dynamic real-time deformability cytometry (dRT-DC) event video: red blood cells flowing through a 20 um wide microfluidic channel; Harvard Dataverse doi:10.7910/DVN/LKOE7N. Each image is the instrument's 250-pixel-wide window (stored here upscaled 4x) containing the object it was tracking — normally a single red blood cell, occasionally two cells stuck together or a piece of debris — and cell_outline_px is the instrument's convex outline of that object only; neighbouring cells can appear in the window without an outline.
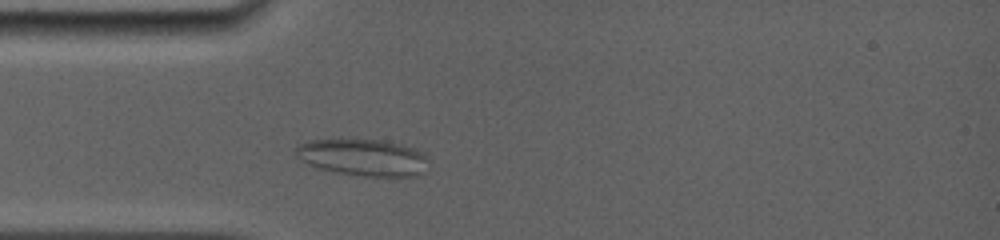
{"species": "common noctule bat (a hibernating species)", "species_latin": "Nyctalus noctula", "temperature_condition": "room temperature", "stored_images_in_passage": 42, "camera_frame_rate_fps": 5000, "um_per_image_px": 0.085, "animal": {"sex": "female", "body_mass_g": 19.0, "forearm_length_mm": 56.7}, "frame": {"image": 1, "passage_image": 6, "time_ms": 1.6, "image_size_px": [1000, 240], "cell_outline_px": [[424, 172], [416, 176], [364, 176], [336, 172], [320, 168], [308, 164], [300, 160], [296, 156], [296, 148], [300, 144], [312, 140], [384, 140], [400, 144], [424, 152]], "centroid_in_image_um": [30.84, 13.38], "position_along_channel_um": 54.2, "area_um2": 27.92}}
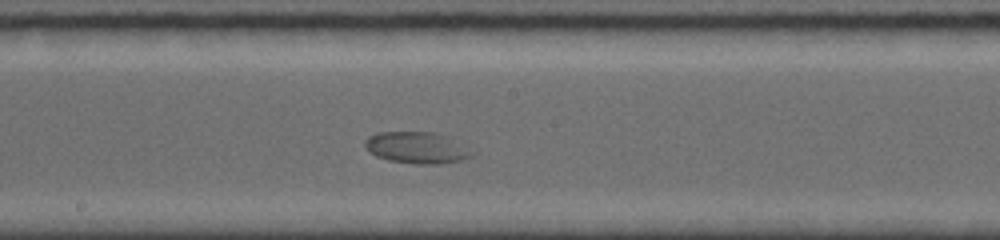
{"frame": {"image": 2, "passage_image": 27, "time_ms": 6.0, "image_size_px": [1000, 240], "cell_outline_px": [[476, 152], [472, 156], [460, 160], [436, 164], [420, 164], [388, 160], [376, 156], [368, 152], [364, 144], [364, 140], [368, 136], [380, 132], [436, 132], [448, 136]], "centroid_in_image_um": [35.42, 12.54], "position_along_channel_um": 212.8, "area_um2": 19.77}}
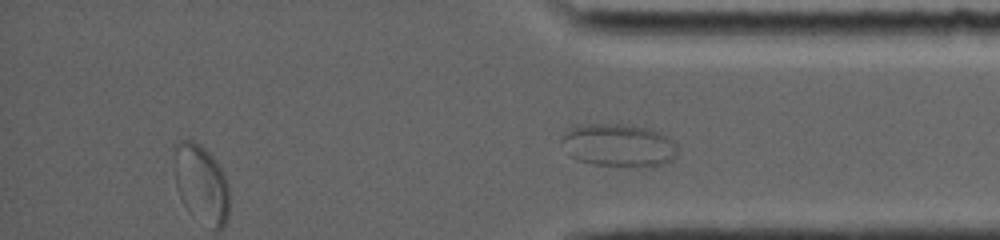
{"frame": {"image": 3, "passage_image": 42, "time_ms": 10.6, "image_size_px": [1000, 240], "cell_outline_px": [[676, 156], [672, 160], [652, 168], [592, 164], [580, 160], [572, 156], [560, 140], [568, 128], [576, 124], [624, 124], [648, 128], [660, 132], [668, 136], [676, 144]], "centroid_in_image_um": [52.61, 12.35], "position_along_channel_um": 382.6, "area_um2": 29.25}}